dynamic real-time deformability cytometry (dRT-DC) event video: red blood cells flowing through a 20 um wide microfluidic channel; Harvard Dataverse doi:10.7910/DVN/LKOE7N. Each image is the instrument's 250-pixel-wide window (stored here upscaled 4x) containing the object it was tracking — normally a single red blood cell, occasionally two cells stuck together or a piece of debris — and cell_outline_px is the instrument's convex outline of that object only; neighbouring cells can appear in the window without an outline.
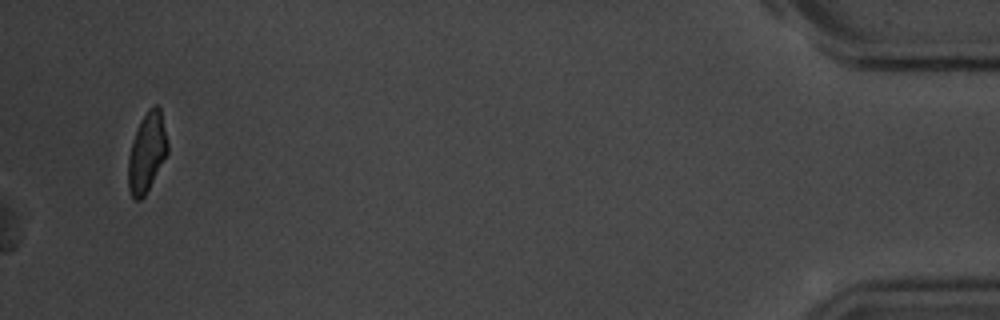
{"species": "common noctule bat (a hibernating species)", "species_latin": "Nyctalus noctula", "temperature_condition": "room temperature", "stored_images_in_passage": 42, "camera_frame_rate_fps": 3000, "um_per_image_px": 0.085, "animal": {"sex": "male", "body_mass_g": 20.1, "forearm_length_mm": 53.5}, "frame": {"image": 1, "passage_image": 42, "time_ms": 13.667, "image_size_px": [1000, 320], "cell_outline_px": [[168, 152], [144, 196], [140, 200], [136, 200], [132, 196], [128, 188], [128, 156], [132, 140], [140, 120], [148, 108], [156, 104], [160, 108], [168, 144]], "centroid_in_image_um": [12.47, 12.93], "position_along_channel_um": 422.7, "area_um2": 18.09}, "authors_computed_cell_mechanics": {"area_um2": 18.6405, "velocity_mm_per_s": 3.6227, "shape_relaxation_time_tau1_ms": 1.9379, "shape_relaxation_time_tau2_ms": null, "deformation_change_tau1": 0.1304, "deformation_change_tau2": null}}